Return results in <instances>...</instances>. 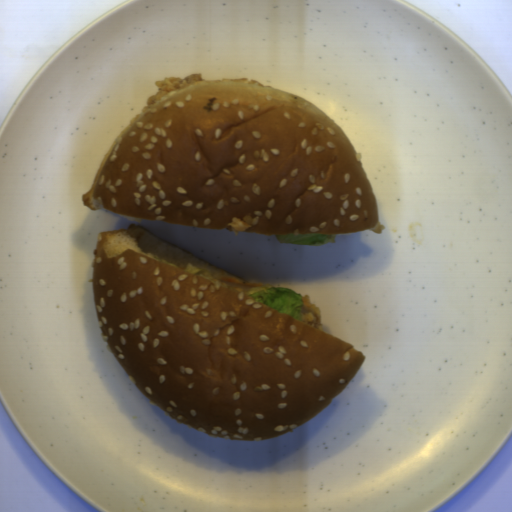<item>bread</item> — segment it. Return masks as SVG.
Returning a JSON list of instances; mask_svg holds the SVG:
<instances>
[{
    "instance_id": "1",
    "label": "bread",
    "mask_w": 512,
    "mask_h": 512,
    "mask_svg": "<svg viewBox=\"0 0 512 512\" xmlns=\"http://www.w3.org/2000/svg\"><path fill=\"white\" fill-rule=\"evenodd\" d=\"M189 263L213 281L183 271ZM219 280L252 284L140 225L98 231L94 306L136 388L212 438H275L329 405L366 357Z\"/></svg>"
},
{
    "instance_id": "2",
    "label": "bread",
    "mask_w": 512,
    "mask_h": 512,
    "mask_svg": "<svg viewBox=\"0 0 512 512\" xmlns=\"http://www.w3.org/2000/svg\"><path fill=\"white\" fill-rule=\"evenodd\" d=\"M229 80L172 91L121 130L84 207L237 233L381 234L372 187L337 123L296 95Z\"/></svg>"
}]
</instances>
